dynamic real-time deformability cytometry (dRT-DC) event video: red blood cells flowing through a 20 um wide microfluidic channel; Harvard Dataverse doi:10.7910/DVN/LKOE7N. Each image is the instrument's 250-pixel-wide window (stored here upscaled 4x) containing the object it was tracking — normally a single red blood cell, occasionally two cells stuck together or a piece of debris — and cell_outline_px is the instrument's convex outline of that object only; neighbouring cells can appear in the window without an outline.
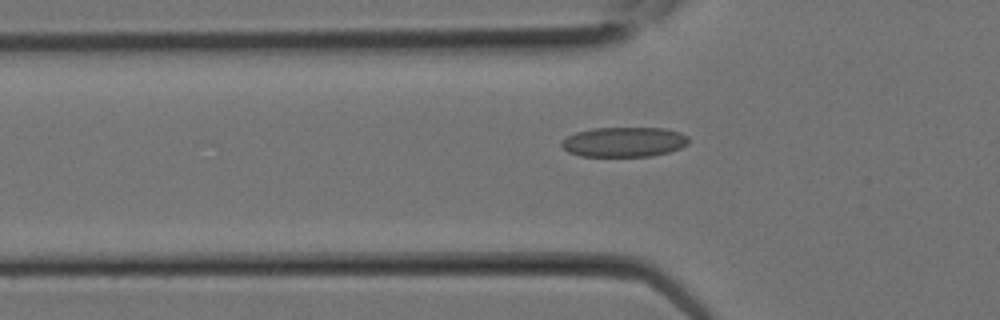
{"species": "Egyptian fruit bat (a non-hibernating species)", "species_latin": "Rousettus aegyptiacus", "temperature_condition": "room temperature", "stored_images_in_passage": 3, "camera_frame_rate_fps": 3000, "um_per_image_px": 0.085, "animal": {"sex": "female"}, "frame": {"image": 1, "passage_image": 3, "time_ms": 0.667, "image_size_px": [1000, 320], "cell_outline_px": [[688, 144], [680, 148], [668, 152], [652, 156], [580, 156], [568, 152], [560, 144], [568, 136], [576, 132], [592, 128], [664, 128], [680, 132], [688, 136]], "centroid_in_image_um": [53.06, 12.06], "position_along_channel_um": 72.7, "area_um2": 22.08}}